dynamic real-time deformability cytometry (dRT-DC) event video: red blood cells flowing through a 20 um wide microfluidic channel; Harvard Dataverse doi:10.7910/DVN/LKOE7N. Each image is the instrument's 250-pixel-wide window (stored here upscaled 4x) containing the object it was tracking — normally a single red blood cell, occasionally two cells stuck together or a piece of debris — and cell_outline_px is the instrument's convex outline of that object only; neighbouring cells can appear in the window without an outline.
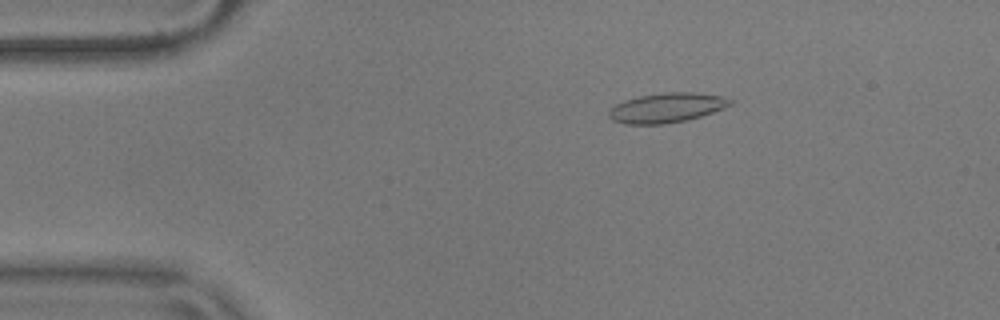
{"species": "common noctule bat (a hibernating species)", "species_latin": "Nyctalus noctula", "temperature_condition": "warm", "stored_images_in_passage": 56, "camera_frame_rate_fps": 3000, "um_per_image_px": 0.085, "animal": {"sex": "male", "body_mass_g": 17.9}, "frame": {"image": 1, "passage_image": 10, "time_ms": 3.0, "image_size_px": [1000, 320], "cell_outline_px": [[732, 104], [724, 108], [688, 120], [664, 124], [624, 124], [612, 120], [608, 116], [608, 112], [616, 104], [624, 100], [640, 96], [664, 92], [696, 92], [720, 96], [732, 100]], "centroid_in_image_um": [56.65, 9.16], "position_along_channel_um": 28.3, "area_um2": 20.92}}
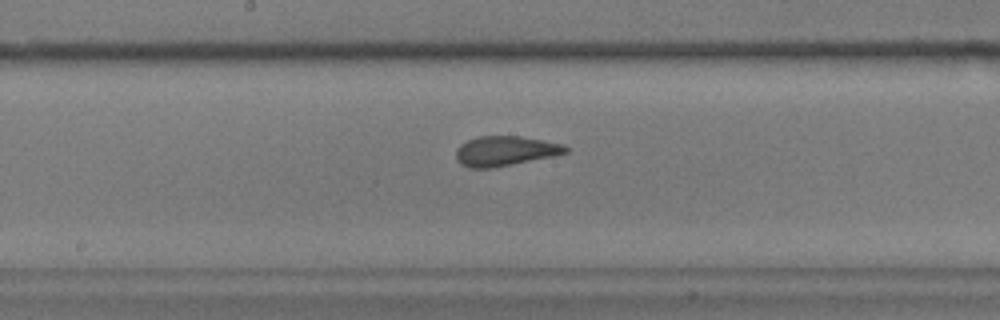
{"frame": {"image": 2, "passage_image": 29, "time_ms": 9.333, "image_size_px": [1000, 320], "cell_outline_px": [[568, 152], [552, 156], [492, 168], [468, 168], [460, 164], [456, 160], [456, 148], [460, 144], [468, 140], [480, 136], [520, 136], [564, 144], [568, 148]], "centroid_in_image_um": [42.9, 12.83], "position_along_channel_um": 205.3, "area_um2": 19.02}}
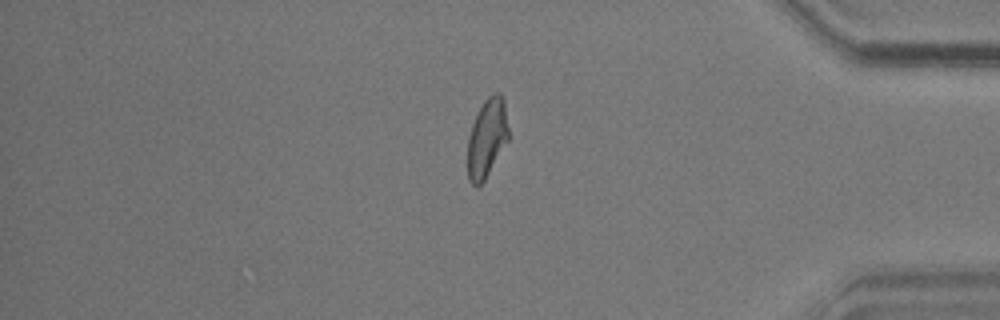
{"frame": {"image": 3, "passage_image": 47, "time_ms": 15.333, "image_size_px": [1000, 320], "cell_outline_px": [[508, 140], [484, 180], [476, 188], [468, 180], [468, 136], [472, 124], [484, 100], [492, 92], [500, 92], [504, 96], [508, 128]], "centroid_in_image_um": [41.39, 11.7], "position_along_channel_um": 393.8, "area_um2": 18.73}, "authors_computed_cell_mechanics": {"area_um2": 19.4497, "velocity_mm_per_s": 3.6275, "shape_relaxation_time_tau1_ms": 5.4887, "shape_relaxation_time_tau2_ms": 0.8272, "deformation_change_tau1": 0.1729, "deformation_change_tau2": 0.0846}}